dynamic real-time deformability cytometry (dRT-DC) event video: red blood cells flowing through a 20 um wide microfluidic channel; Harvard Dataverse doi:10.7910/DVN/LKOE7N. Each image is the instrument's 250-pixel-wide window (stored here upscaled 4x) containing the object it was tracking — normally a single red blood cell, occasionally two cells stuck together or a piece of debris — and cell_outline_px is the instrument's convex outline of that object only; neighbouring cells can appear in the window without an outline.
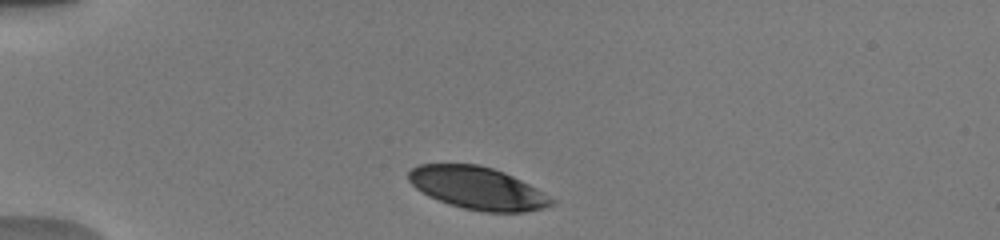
{"species": "human", "species_latin": "Homo sapiens", "temperature_condition": "warm", "stored_images_in_passage": 27, "camera_frame_rate_fps": 3000, "um_per_image_px": 0.085, "donor": {"sex": "male"}, "frame": {"image": 1, "passage_image": 2, "time_ms": 0.667, "image_size_px": [1000, 240], "cell_outline_px": [[556, 200], [552, 204], [544, 208], [524, 212], [484, 212], [464, 208], [448, 204], [428, 196], [416, 188], [408, 180], [408, 172], [412, 168], [420, 164], [476, 164], [492, 168], [504, 172], [536, 188]], "centroid_in_image_um": [40.58, 15.99], "position_along_channel_um": 44.4, "area_um2": 35.26}}
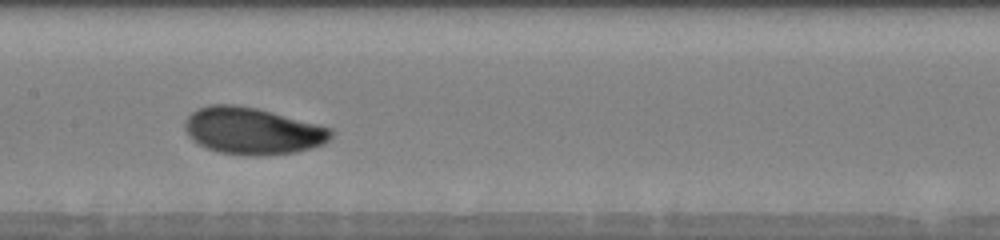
{"frame": {"image": 2, "passage_image": 11, "time_ms": 5.333, "image_size_px": [1000, 240], "cell_outline_px": [[336, 132], [324, 144], [296, 152], [264, 156], [252, 156], [220, 152], [208, 148], [192, 140], [188, 136], [184, 128], [184, 120], [196, 108], [208, 104], [236, 104], [256, 108], [320, 124], [332, 128]], "centroid_in_image_um": [21.47, 11.12], "position_along_channel_um": 185.9, "area_um2": 40.34}}
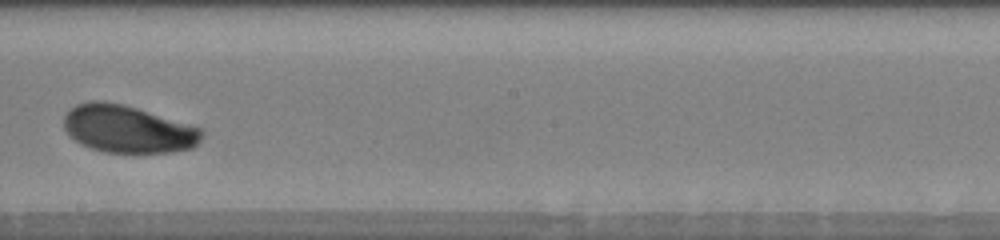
{"frame": {"image": 3, "passage_image": 13, "time_ms": 6.667, "image_size_px": [1000, 240], "cell_outline_px": [[204, 132], [200, 140], [192, 148], [168, 152], [104, 152], [80, 144], [68, 136], [64, 128], [64, 116], [76, 104], [88, 100], [104, 100], [124, 104], [204, 128]], "centroid_in_image_um": [10.85, 10.95], "position_along_channel_um": 237.3, "area_um2": 38.44}, "authors_computed_cell_mechanics": {"area_um2": 38.148, "velocity_mm_per_s": 3.861, "shape_relaxation_time_tau1_ms": 1.7558, "shape_relaxation_time_tau2_ms": null, "deformation_change_tau1": 0.0902, "deformation_change_tau2": null}}